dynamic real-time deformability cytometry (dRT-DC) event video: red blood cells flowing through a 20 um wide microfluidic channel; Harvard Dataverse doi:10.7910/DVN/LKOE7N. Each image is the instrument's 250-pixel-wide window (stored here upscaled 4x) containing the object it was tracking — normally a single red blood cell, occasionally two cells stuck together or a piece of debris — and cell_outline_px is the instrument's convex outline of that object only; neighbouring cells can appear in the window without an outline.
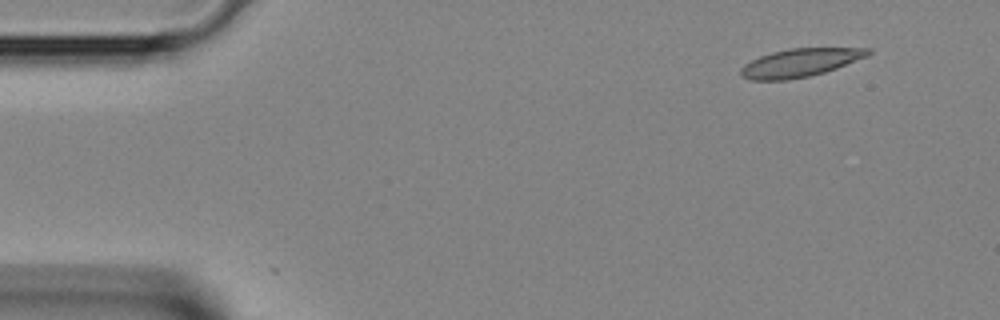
{"species": "Egyptian fruit bat (a non-hibernating species)", "species_latin": "Rousettus aegyptiacus", "temperature_condition": "room temperature", "stored_images_in_passage": 4, "segment_of_instrument_passage": [2, 2], "camera_frame_rate_fps": 3000, "um_per_image_px": 0.085, "animal": {"sex": "female"}, "frame": {"image": 1, "passage_image": 4, "time_ms": 1.0, "image_size_px": [1000, 320], "cell_outline_px": [[872, 52], [868, 56], [836, 68], [824, 72], [808, 76], [788, 80], [748, 80], [740, 76], [740, 68], [744, 64], [760, 56], [772, 52], [788, 48], [872, 48]], "centroid_in_image_um": [67.98, 5.33], "position_along_channel_um": 17.0, "area_um2": 20.98}}